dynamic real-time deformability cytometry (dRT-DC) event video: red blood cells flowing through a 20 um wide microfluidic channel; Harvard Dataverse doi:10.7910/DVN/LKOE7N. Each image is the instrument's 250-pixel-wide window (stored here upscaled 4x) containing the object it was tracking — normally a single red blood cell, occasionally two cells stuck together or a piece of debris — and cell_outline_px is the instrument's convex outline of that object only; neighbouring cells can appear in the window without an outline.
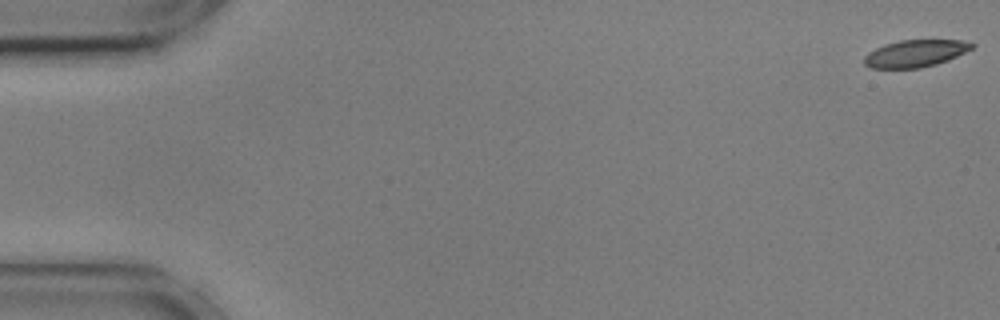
{"species": "common noctule bat (a hibernating species)", "species_latin": "Nyctalus noctula", "temperature_condition": "cold", "stored_images_in_passage": 56, "camera_frame_rate_fps": 3000, "um_per_image_px": 0.085, "animal": {"sex": "male", "body_mass_g": 17.9, "forearm_length_mm": 54.2}, "frame": {"image": 1, "passage_image": 1, "time_ms": 0.0, "image_size_px": [1000, 320], "cell_outline_px": [[976, 44], [972, 48], [948, 60], [936, 64], [920, 68], [872, 68], [864, 64], [864, 56], [868, 52], [884, 44], [900, 40], [960, 40]], "centroid_in_image_um": [77.78, 4.54], "position_along_channel_um": 7.2, "area_um2": 16.94}}
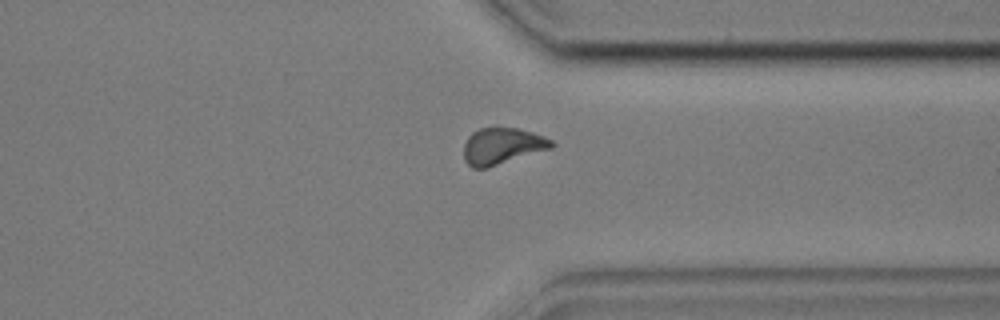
{"frame": {"image": 2, "passage_image": 43, "time_ms": 14.0, "image_size_px": [1000, 320], "cell_outline_px": [[556, 144], [552, 148], [488, 168], [472, 168], [464, 160], [464, 144], [468, 136], [472, 132], [480, 128], [496, 124], [516, 128], [532, 132], [544, 136], [552, 140]], "centroid_in_image_um": [42.68, 12.38], "position_along_channel_um": 368.7, "area_um2": 19.25}}
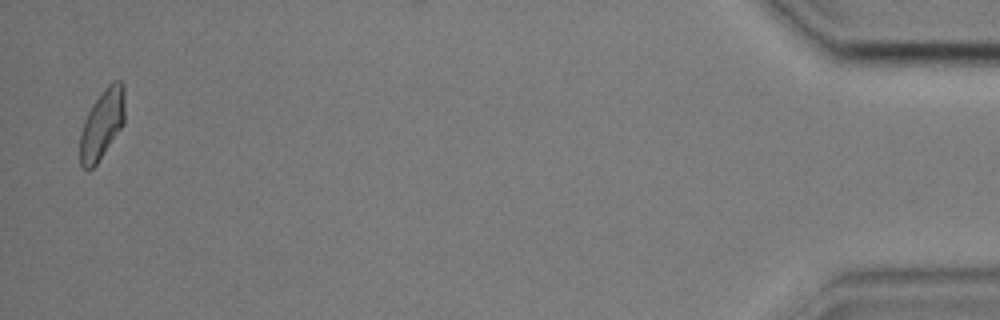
{"frame": {"image": 3, "passage_image": 55, "time_ms": 18.0, "image_size_px": [1000, 320], "cell_outline_px": [[124, 124], [96, 164], [88, 172], [80, 164], [80, 132], [84, 120], [88, 112], [104, 88], [108, 84], [116, 80], [120, 80], [124, 84]], "centroid_in_image_um": [8.67, 10.56], "position_along_channel_um": 426.5, "area_um2": 18.09}, "authors_computed_cell_mechanics": {"area_um2": 18.785, "velocity_mm_per_s": 3.5929, "shape_relaxation_time_tau1_ms": 5.5896, "shape_relaxation_time_tau2_ms": 4.7188, "deformation_change_tau1": 0.1129, "deformation_change_tau2": 0.0915}}